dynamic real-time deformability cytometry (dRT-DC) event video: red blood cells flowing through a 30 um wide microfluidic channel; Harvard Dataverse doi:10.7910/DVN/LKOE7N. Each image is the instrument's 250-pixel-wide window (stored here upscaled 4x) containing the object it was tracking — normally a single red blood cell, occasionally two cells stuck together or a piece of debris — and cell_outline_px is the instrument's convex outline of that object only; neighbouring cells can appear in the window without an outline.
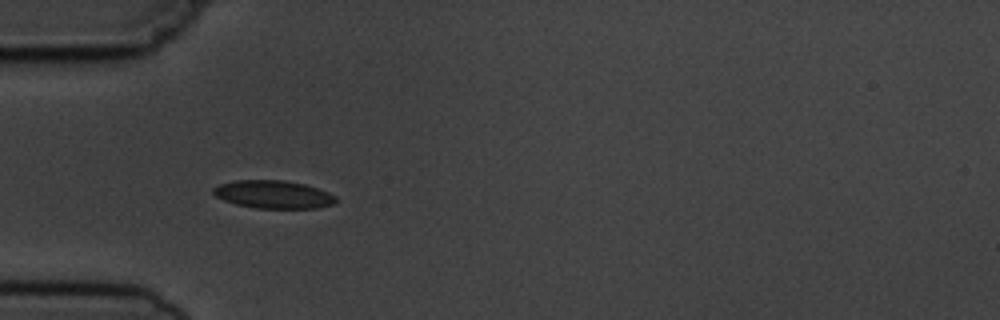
{"species": "common noctule bat (a hibernating species)", "species_latin": "Nyctalus noctula", "temperature_condition": "cold", "stored_images_in_passage": 7, "camera_frame_rate_fps": 3000, "um_per_image_px": 0.085, "animal": {"sex": "male", "body_mass_g": 19.5, "forearm_length_mm": 54.6}, "frame": {"image": 1, "passage_image": 4, "time_ms": 3.333, "image_size_px": [1000, 320], "cell_outline_px": [[336, 200], [332, 204], [316, 208], [256, 208], [236, 204], [224, 200], [216, 196], [212, 192], [212, 188], [220, 184], [236, 180], [284, 180], [304, 184], [328, 192], [336, 196]], "centroid_in_image_um": [23.21, 16.52], "position_along_channel_um": 61.8, "area_um2": 19.83}}
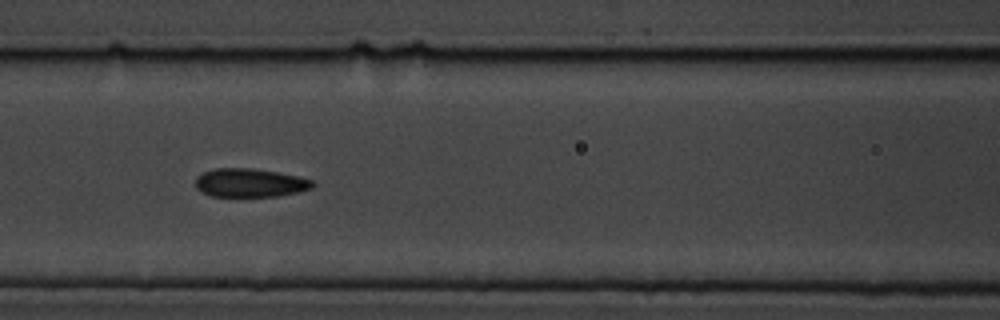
{"frame": {"image": 2, "passage_image": 6, "time_ms": 5.667, "image_size_px": [1000, 320], "cell_outline_px": [[316, 184], [312, 188], [300, 192], [280, 196], [212, 196], [196, 188], [196, 176], [204, 172], [216, 168], [252, 168], [276, 172], [296, 176], [312, 180]], "centroid_in_image_um": [21.27, 15.54], "position_along_channel_um": 145.3, "area_um2": 19.42}}
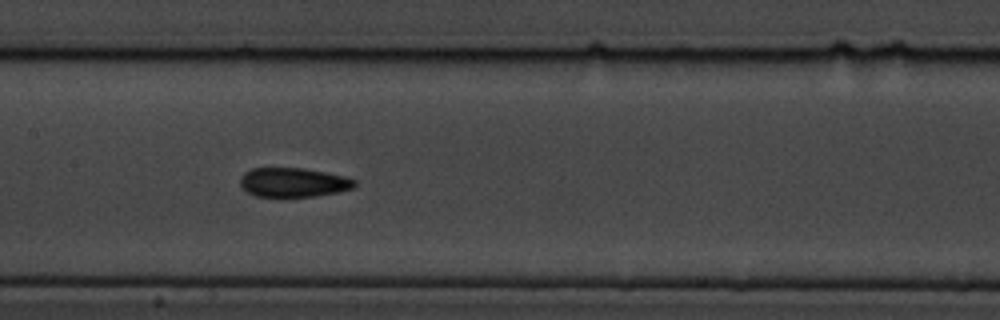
{"frame": {"image": 3, "passage_image": 7, "time_ms": 6.667, "image_size_px": [1000, 320], "cell_outline_px": [[356, 184], [352, 188], [336, 192], [316, 196], [280, 200], [256, 196], [248, 192], [240, 184], [240, 176], [244, 172], [252, 168], [304, 168], [344, 176], [356, 180]], "centroid_in_image_um": [24.88, 15.54], "position_along_channel_um": 182.5, "area_um2": 20.17}}